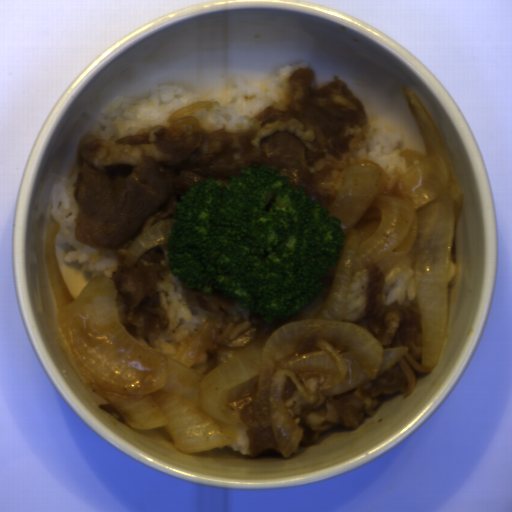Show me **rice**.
Returning <instances> with one entry per match:
<instances>
[{
	"label": "rice",
	"instance_id": "1",
	"mask_svg": "<svg viewBox=\"0 0 512 512\" xmlns=\"http://www.w3.org/2000/svg\"><path fill=\"white\" fill-rule=\"evenodd\" d=\"M154 290L165 310L169 323L160 334H150L147 344L160 353L176 357L186 340L210 319L216 323L212 331V341L196 361V373L209 374L216 365L217 350L235 339L250 327H256L257 335L263 336L290 322L291 317L265 321L256 311L245 310L234 299L231 309L220 307L218 312H207L198 306H189L186 295L191 290L184 286L173 273L172 265L160 273Z\"/></svg>",
	"mask_w": 512,
	"mask_h": 512
},
{
	"label": "rice",
	"instance_id": "2",
	"mask_svg": "<svg viewBox=\"0 0 512 512\" xmlns=\"http://www.w3.org/2000/svg\"><path fill=\"white\" fill-rule=\"evenodd\" d=\"M203 102L199 96L177 84H153L148 98L114 97L102 112L92 136L116 142L152 126H170L167 120L189 104Z\"/></svg>",
	"mask_w": 512,
	"mask_h": 512
},
{
	"label": "rice",
	"instance_id": "3",
	"mask_svg": "<svg viewBox=\"0 0 512 512\" xmlns=\"http://www.w3.org/2000/svg\"><path fill=\"white\" fill-rule=\"evenodd\" d=\"M310 67L303 62L281 67L279 75L268 83L267 90L261 91L256 85H247L245 78L236 77L235 88L219 97L211 109L197 110L187 116L199 118L201 129L217 131L225 124L226 131L245 132L250 128L253 117L270 106H288L294 89L289 81L293 72L299 68Z\"/></svg>",
	"mask_w": 512,
	"mask_h": 512
},
{
	"label": "rice",
	"instance_id": "4",
	"mask_svg": "<svg viewBox=\"0 0 512 512\" xmlns=\"http://www.w3.org/2000/svg\"><path fill=\"white\" fill-rule=\"evenodd\" d=\"M79 176H64L53 184L50 198L51 218L59 224L54 242L69 244L71 250L64 263L76 262L81 270L88 271L94 280L97 277H111L118 268L117 254L113 249L87 247L76 236L75 223L78 216V200L74 185Z\"/></svg>",
	"mask_w": 512,
	"mask_h": 512
},
{
	"label": "rice",
	"instance_id": "5",
	"mask_svg": "<svg viewBox=\"0 0 512 512\" xmlns=\"http://www.w3.org/2000/svg\"><path fill=\"white\" fill-rule=\"evenodd\" d=\"M401 143L402 134L386 129L384 122L367 123L363 140L358 142L357 165L370 162L380 169V195L389 197L395 193L406 171L405 159L399 157Z\"/></svg>",
	"mask_w": 512,
	"mask_h": 512
},
{
	"label": "rice",
	"instance_id": "6",
	"mask_svg": "<svg viewBox=\"0 0 512 512\" xmlns=\"http://www.w3.org/2000/svg\"><path fill=\"white\" fill-rule=\"evenodd\" d=\"M416 264H410L400 275L395 277L382 291V301L388 306L397 301L401 304L415 302L419 304L415 289Z\"/></svg>",
	"mask_w": 512,
	"mask_h": 512
}]
</instances>
